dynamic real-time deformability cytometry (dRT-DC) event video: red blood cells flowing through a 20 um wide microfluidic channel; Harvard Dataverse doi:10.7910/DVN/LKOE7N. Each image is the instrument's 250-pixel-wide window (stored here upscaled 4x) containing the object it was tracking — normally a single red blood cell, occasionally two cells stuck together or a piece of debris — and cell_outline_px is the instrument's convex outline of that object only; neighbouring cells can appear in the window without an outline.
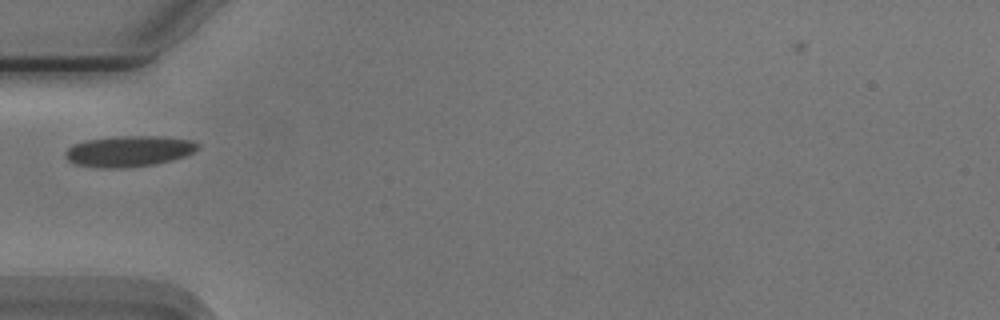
{"species": "Egyptian fruit bat (a non-hibernating species)", "species_latin": "Rousettus aegyptiacus", "temperature_condition": "cold", "stored_images_in_passage": 38, "camera_frame_rate_fps": 3000, "um_per_image_px": 0.085, "animal": {"sex": "male"}, "frame": {"image": 1, "passage_image": 1, "time_ms": 0.0, "image_size_px": [1000, 320], "cell_outline_px": [[200, 148], [184, 156], [172, 160], [156, 164], [124, 168], [100, 168], [76, 164], [68, 160], [64, 156], [64, 152], [72, 144], [84, 140], [116, 136], [164, 136], [192, 140], [200, 144]], "centroid_in_image_um": [10.95, 12.84], "position_along_channel_um": 74.1, "area_um2": 24.16}}
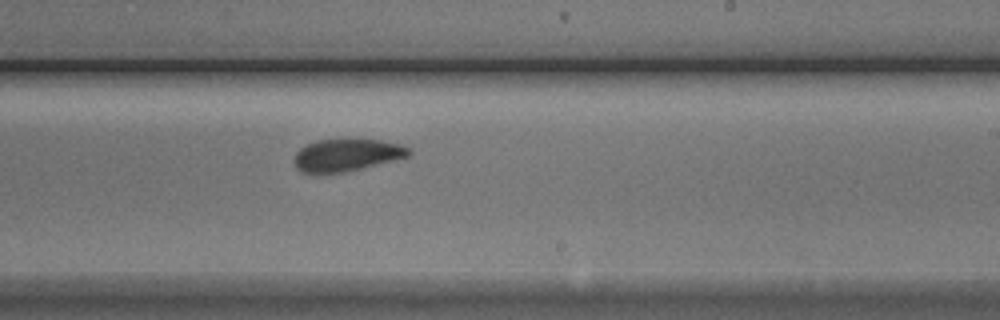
{"frame": {"image": 2, "passage_image": 16, "time_ms": 5.0, "image_size_px": [1000, 320], "cell_outline_px": [[412, 152], [408, 156], [392, 160], [340, 172], [300, 172], [296, 168], [296, 152], [300, 148], [316, 140], [348, 136], [380, 140], [400, 144], [408, 148]], "centroid_in_image_um": [29.46, 13.1], "position_along_channel_um": 259.5, "area_um2": 21.62}}
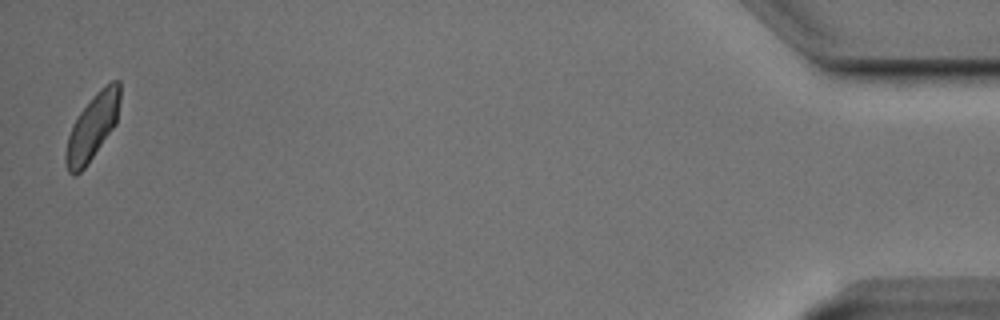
{"frame": {"image": 3, "passage_image": 37, "time_ms": 12.0, "image_size_px": [1000, 320], "cell_outline_px": [[120, 100], [116, 124], [88, 164], [76, 176], [72, 176], [68, 172], [64, 160], [64, 152], [68, 136], [72, 124], [80, 112], [92, 96], [100, 88], [112, 80], [120, 80]], "centroid_in_image_um": [7.84, 10.82], "position_along_channel_um": 427.4, "area_um2": 21.04}}